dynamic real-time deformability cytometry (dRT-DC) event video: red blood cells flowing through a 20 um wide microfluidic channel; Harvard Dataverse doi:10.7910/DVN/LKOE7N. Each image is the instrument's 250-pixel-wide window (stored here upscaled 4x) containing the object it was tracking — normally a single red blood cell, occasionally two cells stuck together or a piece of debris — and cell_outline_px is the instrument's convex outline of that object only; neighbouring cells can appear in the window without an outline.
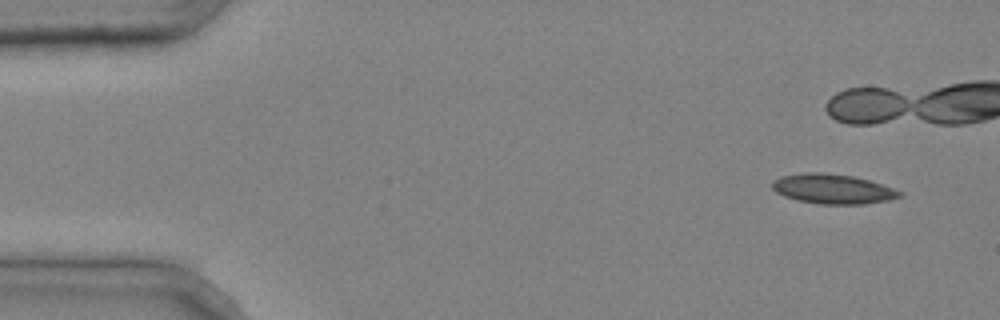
{"species": "common noctule bat (a hibernating species)", "species_latin": "Nyctalus noctula", "temperature_condition": "cold", "stored_images_in_passage": 5, "camera_frame_rate_fps": 3000, "um_per_image_px": 0.085, "animal": {"sex": "male", "body_mass_g": 20.4}, "frame": {"image": 1, "passage_image": 1, "time_ms": 0.0, "image_size_px": [1000, 320], "cell_outline_px": [[904, 196], [888, 200], [864, 204], [824, 204], [800, 200], [784, 196], [776, 192], [772, 188], [772, 180], [780, 176], [808, 172], [820, 172], [852, 176], [868, 180], [904, 192]], "centroid_in_image_um": [70.79, 16.06], "position_along_channel_um": 14.2, "area_um2": 21.91}}